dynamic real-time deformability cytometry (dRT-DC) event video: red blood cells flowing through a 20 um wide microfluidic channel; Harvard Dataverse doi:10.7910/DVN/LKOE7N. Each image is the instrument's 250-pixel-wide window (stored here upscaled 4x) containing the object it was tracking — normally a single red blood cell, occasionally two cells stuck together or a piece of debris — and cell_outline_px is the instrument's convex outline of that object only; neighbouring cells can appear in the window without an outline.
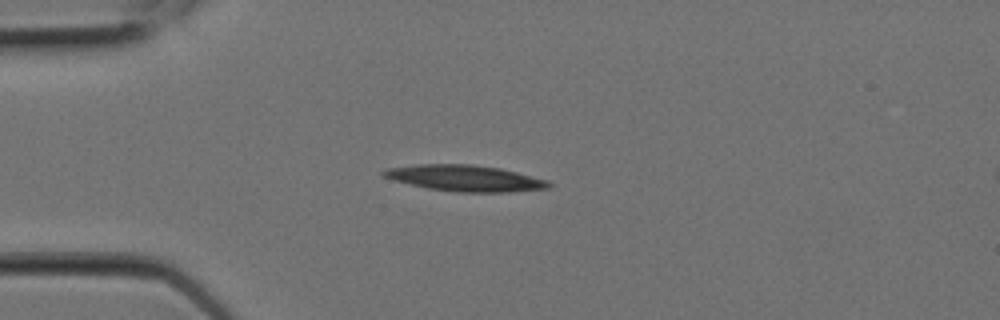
{"species": "Egyptian fruit bat (a non-hibernating species)", "species_latin": "Rousettus aegyptiacus", "temperature_condition": "room temperature", "stored_images_in_passage": 7, "camera_frame_rate_fps": 3000, "um_per_image_px": 0.085, "animal": {"sex": "female"}, "frame": {"image": 1, "passage_image": 5, "time_ms": 1.333, "image_size_px": [1000, 320], "cell_outline_px": [[552, 188], [512, 192], [456, 192], [428, 188], [392, 180], [384, 176], [380, 172], [384, 168], [416, 164], [472, 164], [500, 168], [548, 180], [552, 184]], "centroid_in_image_um": [39.53, 15.14], "position_along_channel_um": 45.5, "area_um2": 25.37}}
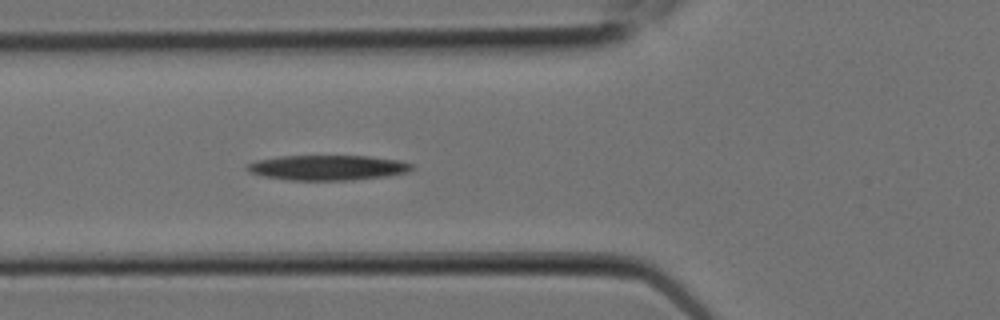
{"frame": {"image": 2, "passage_image": 7, "time_ms": 2.0, "image_size_px": [1000, 320], "cell_outline_px": [[416, 168], [408, 172], [388, 176], [352, 180], [288, 180], [264, 176], [248, 172], [244, 168], [248, 164], [256, 160], [280, 156], [368, 156], [400, 160], [412, 164]], "centroid_in_image_um": [27.87, 14.25], "position_along_channel_um": 97.9, "area_um2": 24.28}}